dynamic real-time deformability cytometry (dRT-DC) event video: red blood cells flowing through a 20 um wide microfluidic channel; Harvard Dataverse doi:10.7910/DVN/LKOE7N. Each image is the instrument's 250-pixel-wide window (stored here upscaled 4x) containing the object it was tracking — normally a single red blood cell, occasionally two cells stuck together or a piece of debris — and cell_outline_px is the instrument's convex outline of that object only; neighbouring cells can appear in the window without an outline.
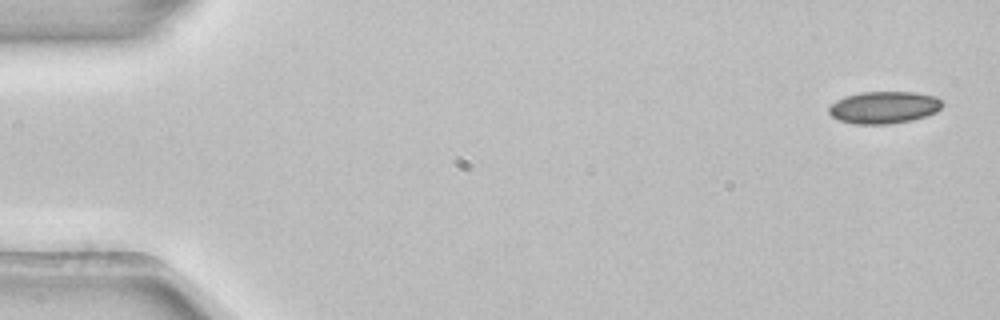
{"species": "common noctule bat (a hibernating species)", "species_latin": "Nyctalus noctula", "temperature_condition": "room temperature", "stored_images_in_passage": 4, "camera_frame_rate_fps": 3000, "um_per_image_px": 0.085, "animal": {"sex": "female", "body_mass_g": 22.7, "forearm_length_mm": 54.2}, "frame": {"image": 1, "passage_image": 1, "time_ms": 0.0, "image_size_px": [1000, 320], "cell_outline_px": [[944, 104], [936, 112], [912, 120], [888, 124], [852, 124], [840, 120], [832, 116], [828, 112], [828, 108], [836, 100], [844, 96], [860, 92], [916, 92], [936, 96]], "centroid_in_image_um": [75.12, 9.12], "position_along_channel_um": 9.9, "area_um2": 21.33}}
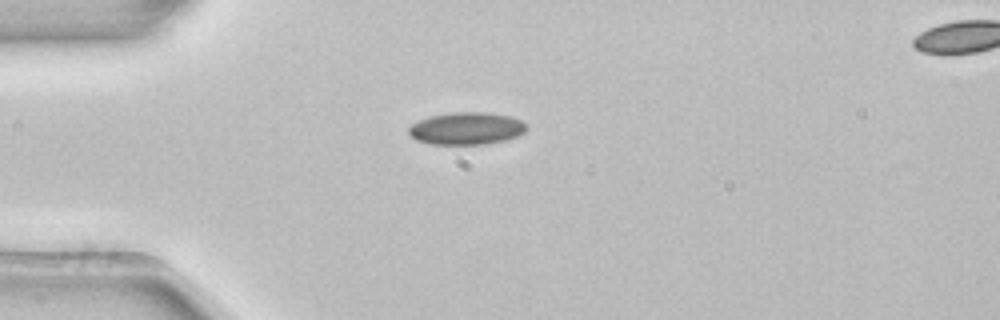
{"frame": {"image": 2, "passage_image": 3, "time_ms": 0.667, "image_size_px": [1000, 320], "cell_outline_px": [[524, 132], [516, 136], [504, 140], [484, 144], [428, 144], [416, 140], [408, 132], [408, 128], [412, 124], [428, 116], [452, 112], [488, 112], [508, 116], [520, 120], [524, 124]], "centroid_in_image_um": [39.59, 10.91], "position_along_channel_um": 45.4, "area_um2": 22.02}}